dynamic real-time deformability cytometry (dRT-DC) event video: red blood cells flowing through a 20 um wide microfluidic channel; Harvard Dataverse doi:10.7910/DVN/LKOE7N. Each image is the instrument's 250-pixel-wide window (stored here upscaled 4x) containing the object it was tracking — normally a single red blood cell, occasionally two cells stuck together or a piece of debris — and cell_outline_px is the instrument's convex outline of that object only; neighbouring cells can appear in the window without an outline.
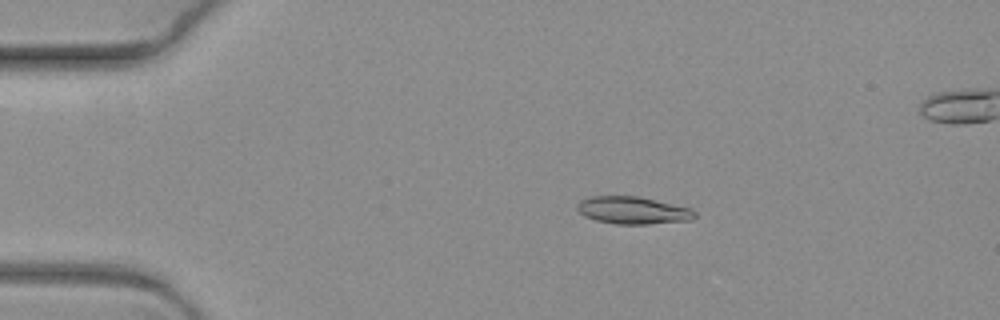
{"species": "common noctule bat (a hibernating species)", "species_latin": "Nyctalus noctula", "temperature_condition": "warm", "stored_images_in_passage": 7, "camera_frame_rate_fps": 3000, "um_per_image_px": 0.085, "animal": {"sex": "female", "body_mass_g": 19.3, "forearm_length_mm": 54.1}, "frame": {"image": 1, "passage_image": 4, "time_ms": 1.0, "image_size_px": [1000, 320], "cell_outline_px": [[696, 216], [692, 220], [648, 224], [616, 224], [596, 220], [584, 216], [576, 208], [576, 204], [580, 200], [588, 196], [640, 196], [692, 208], [696, 212]], "centroid_in_image_um": [53.8, 17.87], "position_along_channel_um": 31.2, "area_um2": 19.02}}